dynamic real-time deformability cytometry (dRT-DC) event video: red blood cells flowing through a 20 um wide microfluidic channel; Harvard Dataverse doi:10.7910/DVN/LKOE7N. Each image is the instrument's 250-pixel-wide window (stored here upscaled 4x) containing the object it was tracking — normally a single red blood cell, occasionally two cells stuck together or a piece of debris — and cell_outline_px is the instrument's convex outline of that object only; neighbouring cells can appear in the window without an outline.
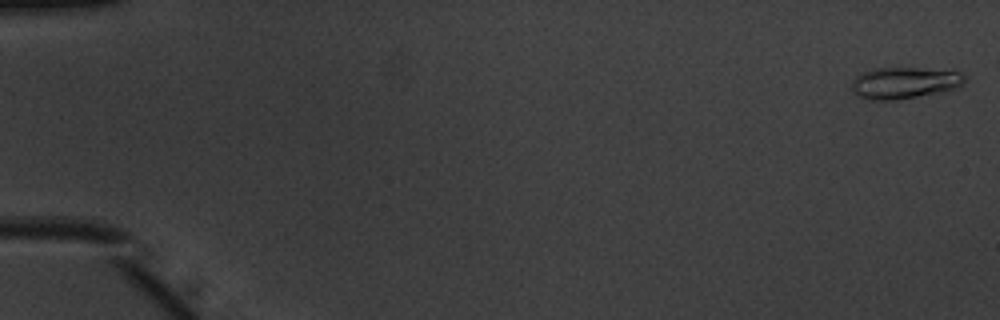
{"species": "common noctule bat (a hibernating species)", "species_latin": "Nyctalus noctula", "temperature_condition": "warm", "stored_images_in_passage": 47, "camera_frame_rate_fps": 3000, "um_per_image_px": 0.085, "animal": {"sex": "male", "body_mass_g": 20.1, "forearm_length_mm": 53.5}, "frame": {"image": 1, "passage_image": 1, "time_ms": 0.0, "image_size_px": [1000, 320], "cell_outline_px": [[964, 84], [956, 88], [940, 92], [896, 100], [868, 100], [856, 96], [852, 92], [852, 80], [860, 72], [872, 68], [920, 68], [960, 72], [964, 76]], "centroid_in_image_um": [76.8, 7.05], "position_along_channel_um": 8.2, "area_um2": 20.92}}
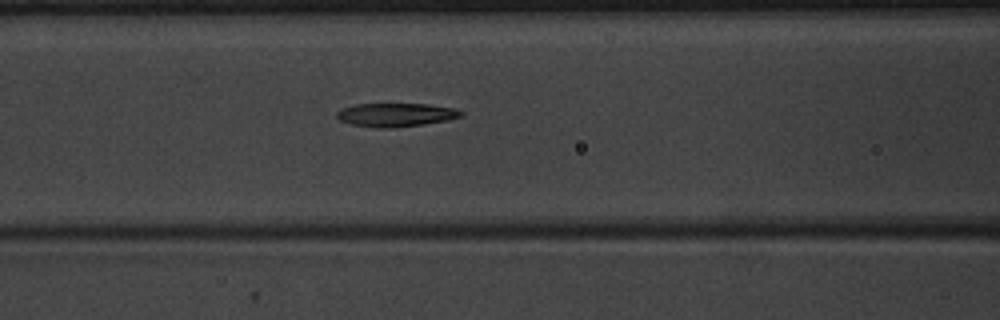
{"frame": {"image": 2, "passage_image": 23, "time_ms": 7.333, "image_size_px": [1000, 320], "cell_outline_px": [[464, 112], [460, 116], [444, 120], [424, 124], [392, 128], [384, 128], [352, 124], [340, 120], [336, 116], [336, 112], [340, 108], [356, 104], [428, 104], [452, 108]], "centroid_in_image_um": [33.59, 9.75], "position_along_channel_um": 133.0, "area_um2": 16.76}}
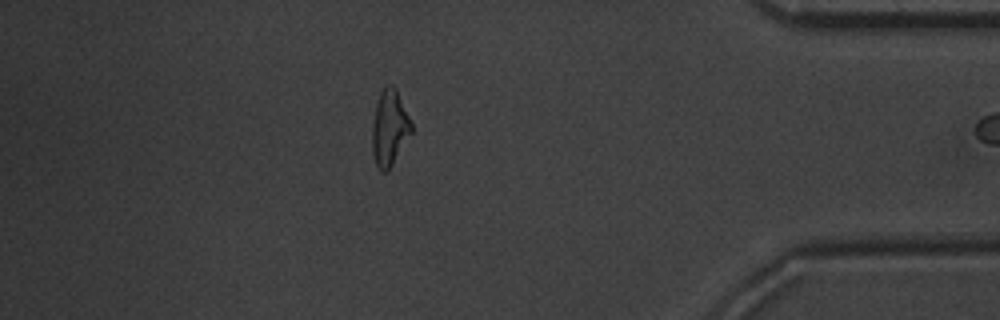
{"frame": {"image": 3, "passage_image": 46, "time_ms": 15.0, "image_size_px": [1000, 320], "cell_outline_px": [[412, 132], [392, 164], [384, 172], [380, 172], [372, 156], [372, 124], [376, 104], [380, 92], [388, 84], [392, 84], [396, 88], [412, 124]], "centroid_in_image_um": [33.09, 10.86], "position_along_channel_um": 402.1, "area_um2": 17.17}}